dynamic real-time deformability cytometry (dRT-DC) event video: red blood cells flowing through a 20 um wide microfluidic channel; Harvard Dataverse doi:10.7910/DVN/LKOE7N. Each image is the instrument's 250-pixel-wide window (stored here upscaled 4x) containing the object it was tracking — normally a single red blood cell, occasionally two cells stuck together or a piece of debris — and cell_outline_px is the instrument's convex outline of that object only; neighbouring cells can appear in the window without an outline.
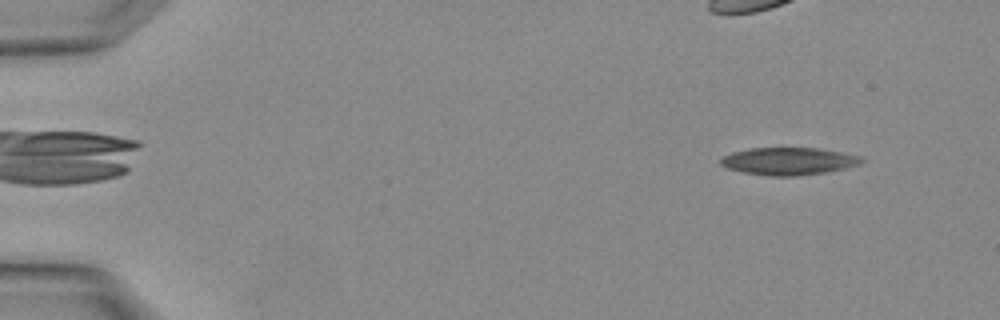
{"species": "Egyptian fruit bat (a non-hibernating species)", "species_latin": "Rousettus aegyptiacus", "temperature_condition": "warm", "stored_images_in_passage": 3, "camera_frame_rate_fps": 3000, "um_per_image_px": 0.085, "animal": {"sex": "female"}, "frame": {"image": 1, "passage_image": 3, "time_ms": 0.667, "image_size_px": [1000, 320], "cell_outline_px": [[864, 160], [860, 164], [844, 168], [824, 172], [796, 176], [768, 176], [744, 172], [728, 168], [720, 164], [720, 160], [724, 156], [732, 152], [752, 148], [816, 148], [864, 156]], "centroid_in_image_um": [67.05, 13.7], "position_along_channel_um": 18.0, "area_um2": 22.37}}